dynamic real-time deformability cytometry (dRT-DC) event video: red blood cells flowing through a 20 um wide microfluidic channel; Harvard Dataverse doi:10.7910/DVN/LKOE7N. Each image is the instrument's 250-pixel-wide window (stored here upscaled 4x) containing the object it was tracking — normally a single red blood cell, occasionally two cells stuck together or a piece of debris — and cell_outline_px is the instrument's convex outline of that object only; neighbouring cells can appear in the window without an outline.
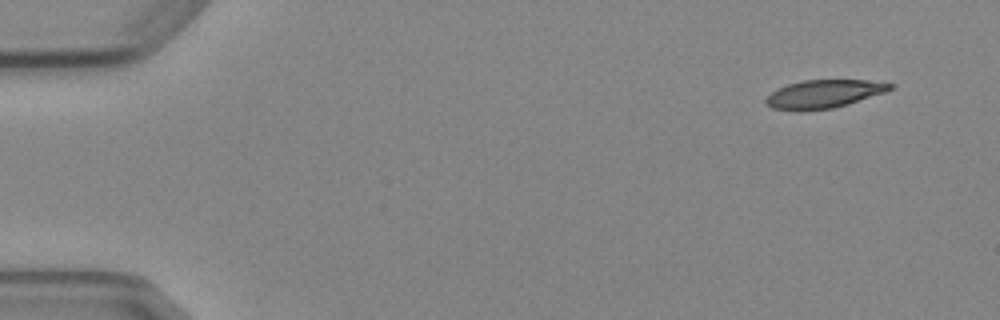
{"species": "Egyptian fruit bat (a non-hibernating species)", "species_latin": "Rousettus aegyptiacus", "temperature_condition": "cold", "stored_images_in_passage": 5, "camera_frame_rate_fps": 3000, "um_per_image_px": 0.085, "animal": {"sex": "female"}, "frame": {"image": 1, "passage_image": 1, "time_ms": 0.0, "image_size_px": [1000, 320], "cell_outline_px": [[896, 84], [892, 88], [884, 92], [848, 104], [832, 108], [772, 108], [764, 100], [772, 92], [788, 84], [804, 80], [864, 80]], "centroid_in_image_um": [70.09, 7.94], "position_along_channel_um": 14.9, "area_um2": 19.42}}
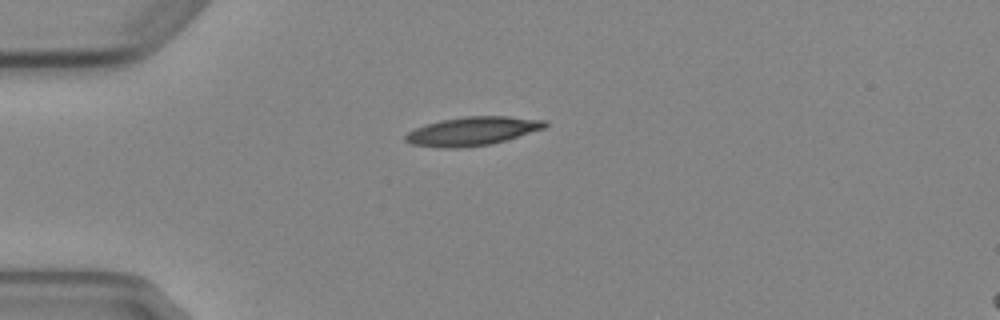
{"frame": {"image": 2, "passage_image": 4, "time_ms": 3.333, "image_size_px": [1000, 320], "cell_outline_px": [[548, 124], [544, 128], [504, 140], [488, 144], [460, 148], [440, 148], [412, 144], [404, 140], [404, 136], [408, 132], [416, 128], [440, 120], [464, 116], [508, 116], [548, 120]], "centroid_in_image_um": [40.14, 11.14], "position_along_channel_um": 44.9, "area_um2": 23.12}}